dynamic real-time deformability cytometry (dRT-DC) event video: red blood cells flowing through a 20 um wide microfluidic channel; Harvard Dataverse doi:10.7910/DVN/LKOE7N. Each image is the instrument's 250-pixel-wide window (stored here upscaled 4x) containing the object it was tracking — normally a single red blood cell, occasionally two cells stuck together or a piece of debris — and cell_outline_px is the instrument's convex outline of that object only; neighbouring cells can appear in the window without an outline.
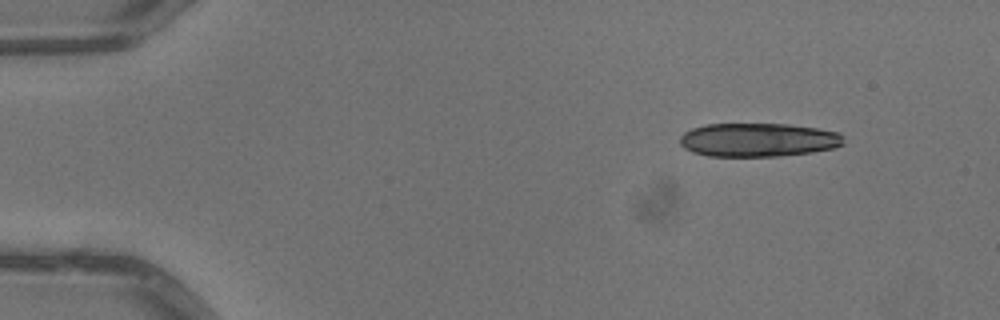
{"species": "common noctule bat (a hibernating species)", "species_latin": "Nyctalus noctula", "temperature_condition": "warm", "stored_images_in_passage": 4, "camera_frame_rate_fps": 3000, "um_per_image_px": 0.085, "animal": {"sex": "male", "body_mass_g": 13.3}, "frame": {"image": 1, "passage_image": 1, "time_ms": 0.0, "image_size_px": [1000, 320], "cell_outline_px": [[844, 144], [832, 148], [812, 152], [780, 156], [708, 156], [692, 152], [684, 148], [680, 144], [680, 136], [684, 132], [692, 128], [704, 124], [788, 124], [816, 128], [840, 132], [844, 136]], "centroid_in_image_um": [64.44, 11.88], "position_along_channel_um": 20.6, "area_um2": 32.31}}